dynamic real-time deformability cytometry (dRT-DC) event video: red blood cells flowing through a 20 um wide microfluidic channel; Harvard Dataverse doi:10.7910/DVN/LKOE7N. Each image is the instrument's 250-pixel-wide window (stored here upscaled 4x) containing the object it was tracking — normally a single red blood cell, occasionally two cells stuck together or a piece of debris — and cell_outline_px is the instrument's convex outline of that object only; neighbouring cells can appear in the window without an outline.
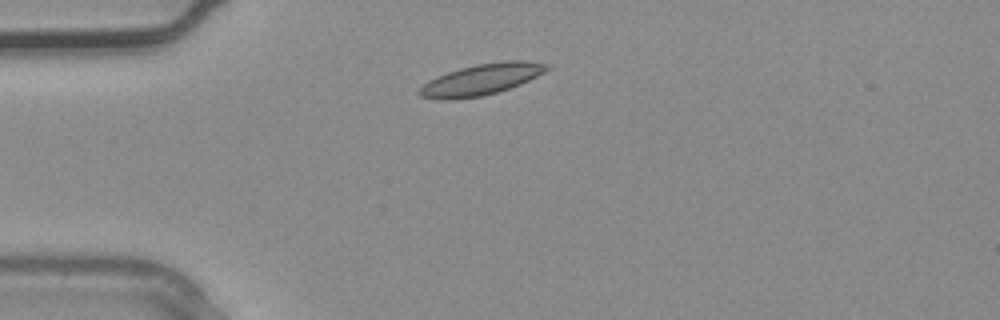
{"species": "common noctule bat (a hibernating species)", "species_latin": "Nyctalus noctula", "temperature_condition": "warm", "stored_images_in_passage": 3, "camera_frame_rate_fps": 3000, "um_per_image_px": 0.085, "animal": {"sex": "male", "body_mass_g": 20.4}, "frame": {"image": 1, "passage_image": 3, "time_ms": 0.667, "image_size_px": [1000, 320], "cell_outline_px": [[552, 68], [520, 84], [496, 92], [480, 96], [452, 100], [436, 100], [420, 96], [416, 92], [428, 80], [436, 76], [460, 68], [476, 64], [508, 60], [520, 60], [552, 64]], "centroid_in_image_um": [40.89, 6.75], "position_along_channel_um": 44.1, "area_um2": 23.18}}